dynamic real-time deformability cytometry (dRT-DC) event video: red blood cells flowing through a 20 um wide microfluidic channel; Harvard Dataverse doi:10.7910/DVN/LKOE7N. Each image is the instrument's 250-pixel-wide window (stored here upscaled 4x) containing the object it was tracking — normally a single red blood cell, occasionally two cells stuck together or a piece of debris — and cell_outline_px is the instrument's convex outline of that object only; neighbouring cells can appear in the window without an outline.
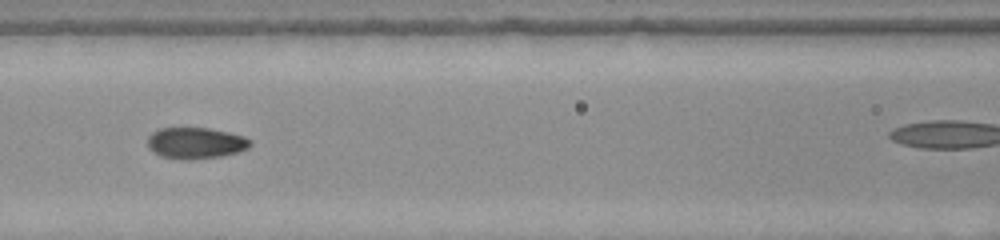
{"species": "common noctule bat (a hibernating species)", "species_latin": "Nyctalus noctula", "temperature_condition": "warm", "stored_images_in_passage": 15, "camera_frame_rate_fps": 3000, "um_per_image_px": 0.085, "animal": {"sex": "female", "body_mass_g": 22.0, "forearm_length_mm": 56.7}, "frame": {"image": 1, "passage_image": 9, "time_ms": 2.667, "image_size_px": [1000, 240], "cell_outline_px": [[252, 144], [248, 148], [236, 152], [220, 156], [184, 160], [160, 156], [152, 152], [148, 148], [148, 136], [152, 132], [160, 128], [208, 128], [228, 132], [244, 136], [252, 140]], "centroid_in_image_um": [16.61, 12.15], "position_along_channel_um": 150.0, "area_um2": 18.73}}